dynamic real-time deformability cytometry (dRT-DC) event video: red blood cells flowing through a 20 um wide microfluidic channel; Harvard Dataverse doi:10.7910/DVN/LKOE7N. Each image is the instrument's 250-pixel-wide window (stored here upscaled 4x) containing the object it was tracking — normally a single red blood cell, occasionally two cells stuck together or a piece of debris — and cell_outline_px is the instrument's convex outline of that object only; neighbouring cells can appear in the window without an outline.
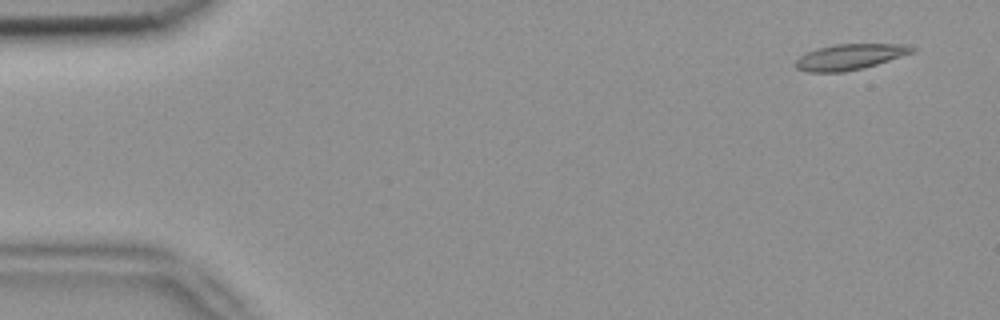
{"species": "common noctule bat (a hibernating species)", "species_latin": "Nyctalus noctula", "temperature_condition": "room temperature", "stored_images_in_passage": 5, "camera_frame_rate_fps": 3000, "um_per_image_px": 0.085, "animal": {"sex": "female", "body_mass_g": 18.4}, "frame": {"image": 1, "passage_image": 1, "time_ms": 0.0, "image_size_px": [1000, 320], "cell_outline_px": [[916, 52], [876, 64], [844, 72], [808, 72], [796, 68], [796, 60], [800, 56], [816, 48], [836, 44], [908, 44], [916, 48]], "centroid_in_image_um": [72.27, 4.82], "position_along_channel_um": 12.7, "area_um2": 17.4}}
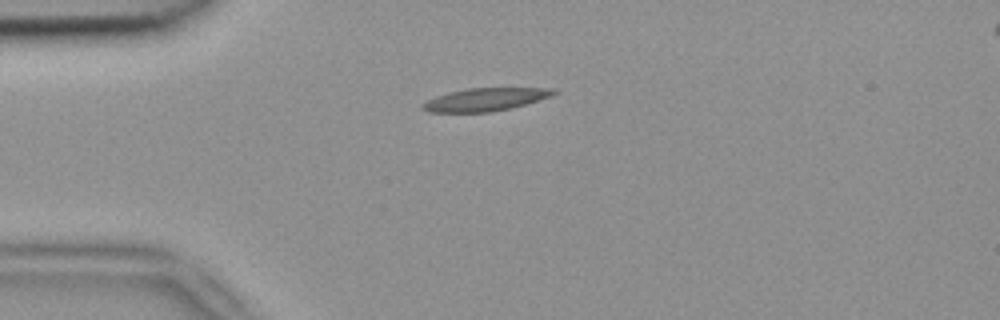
{"frame": {"image": 2, "passage_image": 4, "time_ms": 1.0, "image_size_px": [1000, 320], "cell_outline_px": [[556, 92], [552, 96], [512, 108], [488, 112], [428, 112], [420, 108], [420, 104], [436, 96], [448, 92], [468, 88], [552, 88]], "centroid_in_image_um": [41.2, 8.46], "position_along_channel_um": 43.8, "area_um2": 17.46}}